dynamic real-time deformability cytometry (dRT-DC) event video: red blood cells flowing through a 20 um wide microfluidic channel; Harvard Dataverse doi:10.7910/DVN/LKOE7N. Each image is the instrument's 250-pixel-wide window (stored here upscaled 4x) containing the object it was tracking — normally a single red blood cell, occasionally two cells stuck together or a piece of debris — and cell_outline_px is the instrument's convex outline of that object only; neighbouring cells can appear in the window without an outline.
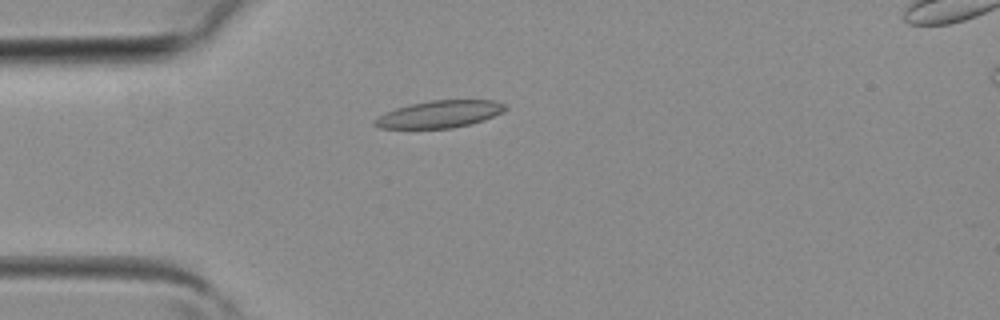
{"species": "common noctule bat (a hibernating species)", "species_latin": "Nyctalus noctula", "temperature_condition": "room temperature", "stored_images_in_passage": 4, "camera_frame_rate_fps": 3000, "um_per_image_px": 0.085, "animal": {"sex": "female", "body_mass_g": 19.3, "forearm_length_mm": 54.1}, "frame": {"image": 1, "passage_image": 4, "time_ms": 1.0, "image_size_px": [1000, 320], "cell_outline_px": [[508, 108], [504, 112], [484, 120], [452, 128], [380, 128], [372, 124], [372, 120], [396, 108], [408, 104], [432, 100], [496, 100], [504, 104]], "centroid_in_image_um": [37.39, 9.7], "position_along_channel_um": 47.6, "area_um2": 20.63}}